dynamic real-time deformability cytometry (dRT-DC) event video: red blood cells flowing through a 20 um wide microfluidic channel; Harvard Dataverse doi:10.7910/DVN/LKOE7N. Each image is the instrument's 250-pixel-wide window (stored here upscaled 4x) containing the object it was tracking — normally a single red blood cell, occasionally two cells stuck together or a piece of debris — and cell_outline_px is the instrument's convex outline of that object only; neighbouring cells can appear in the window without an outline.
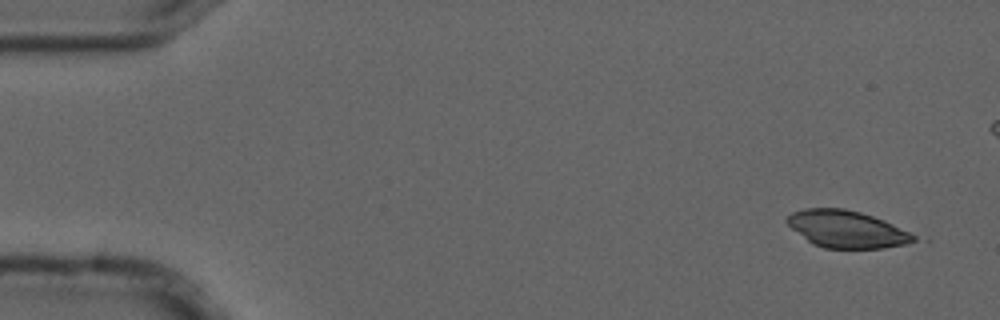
{"species": "common noctule bat (a hibernating species)", "species_latin": "Nyctalus noctula", "temperature_condition": "cold", "stored_images_in_passage": 6, "camera_frame_rate_fps": 3000, "um_per_image_px": 0.085, "animal": {"sex": "male", "forearm_length_mm": 52.5}, "frame": {"image": 1, "passage_image": 1, "time_ms": 0.0, "image_size_px": [1000, 320], "cell_outline_px": [[916, 240], [904, 244], [884, 248], [824, 248], [812, 244], [792, 228], [784, 220], [792, 212], [804, 208], [844, 208], [860, 212], [884, 220], [916, 236]], "centroid_in_image_um": [71.93, 19.47], "position_along_channel_um": 13.1, "area_um2": 27.17}}